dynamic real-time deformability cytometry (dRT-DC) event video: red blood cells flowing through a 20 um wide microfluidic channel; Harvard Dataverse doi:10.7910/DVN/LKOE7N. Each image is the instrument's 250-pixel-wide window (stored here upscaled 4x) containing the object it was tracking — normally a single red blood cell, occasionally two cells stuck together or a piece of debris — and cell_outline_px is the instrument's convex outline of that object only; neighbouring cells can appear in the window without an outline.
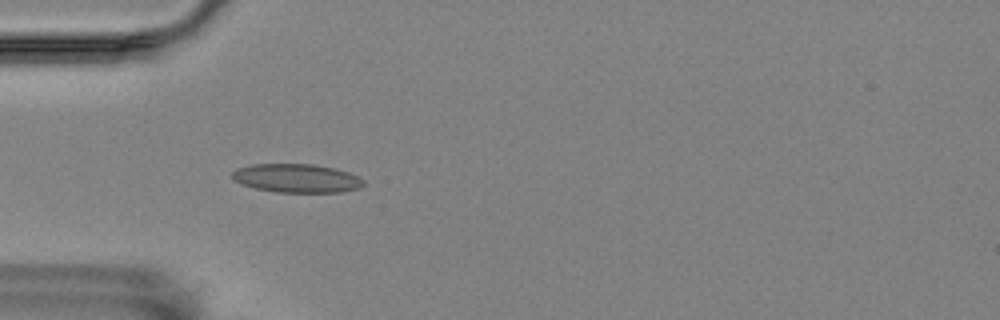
{"species": "Egyptian fruit bat (a non-hibernating species)", "species_latin": "Rousettus aegyptiacus", "temperature_condition": "room temperature", "stored_images_in_passage": 39, "camera_frame_rate_fps": 3000, "um_per_image_px": 0.085, "animal": {"sex": "female"}, "frame": {"image": 1, "passage_image": 11, "time_ms": 3.333, "image_size_px": [1000, 320], "cell_outline_px": [[364, 184], [360, 188], [340, 192], [276, 192], [256, 188], [240, 184], [232, 180], [232, 172], [236, 168], [252, 164], [312, 164], [332, 168], [348, 172], [360, 176], [364, 180]], "centroid_in_image_um": [25.2, 15.15], "position_along_channel_um": 59.8, "area_um2": 22.02}}
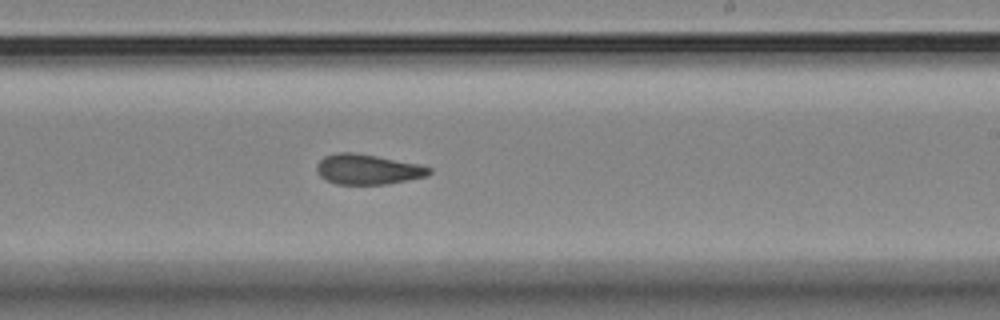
{"frame": {"image": 2, "passage_image": 28, "time_ms": 9.0, "image_size_px": [1000, 320], "cell_outline_px": [[432, 172], [428, 176], [388, 184], [336, 184], [324, 180], [320, 176], [316, 168], [316, 164], [324, 156], [336, 152], [352, 152], [376, 156], [420, 164], [432, 168]], "centroid_in_image_um": [31.26, 14.39], "position_along_channel_um": 257.7, "area_um2": 19.94}}
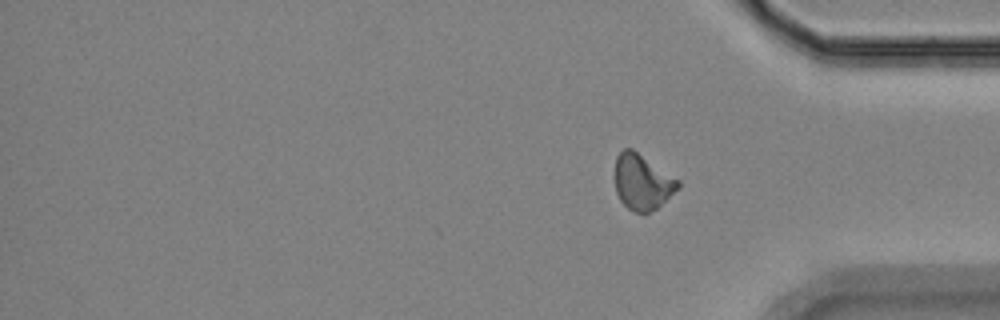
{"frame": {"image": 3, "passage_image": 39, "time_ms": 12.667, "image_size_px": [1000, 320], "cell_outline_px": [[680, 188], [656, 208], [648, 212], [632, 212], [620, 200], [616, 192], [616, 156], [624, 148], [632, 148], [680, 180]], "centroid_in_image_um": [54.61, 15.46], "position_along_channel_um": 380.6, "area_um2": 20.29}, "authors_computed_cell_mechanics": {"area_um2": 20.1722, "velocity_mm_per_s": 3.5332, "shape_relaxation_time_tau1_ms": null, "shape_relaxation_time_tau2_ms": 2.0532, "deformation_change_tau1": null, "deformation_change_tau2": 0.0823}}